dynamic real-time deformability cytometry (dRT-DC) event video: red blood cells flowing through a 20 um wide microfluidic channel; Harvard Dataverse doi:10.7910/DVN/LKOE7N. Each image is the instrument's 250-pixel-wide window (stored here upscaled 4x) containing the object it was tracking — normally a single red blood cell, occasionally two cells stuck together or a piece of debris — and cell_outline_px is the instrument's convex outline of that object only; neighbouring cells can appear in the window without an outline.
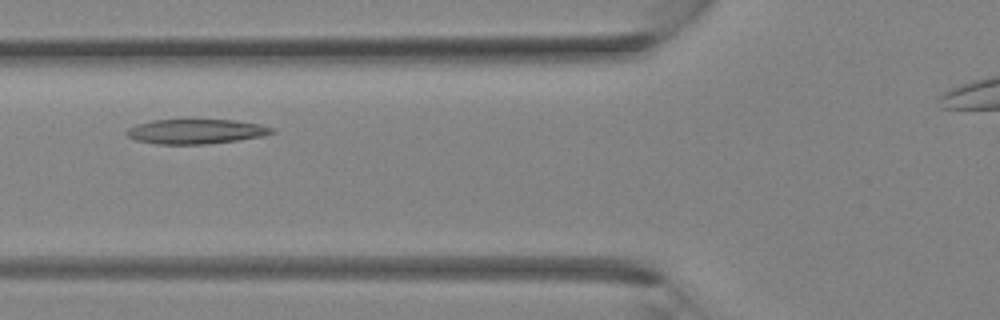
{"species": "Egyptian fruit bat (a non-hibernating species)", "species_latin": "Rousettus aegyptiacus", "temperature_condition": "room temperature", "stored_images_in_passage": 27, "camera_frame_rate_fps": 3000, "um_per_image_px": 0.085, "animal": {"sex": "female"}, "frame": {"image": 1, "passage_image": 8, "time_ms": 2.333, "image_size_px": [1000, 320], "cell_outline_px": [[276, 132], [264, 136], [208, 144], [160, 144], [136, 140], [128, 136], [124, 132], [128, 128], [136, 124], [152, 120], [232, 120], [260, 124], [276, 128]], "centroid_in_image_um": [16.68, 11.17], "position_along_channel_um": 109.1, "area_um2": 20.92}}
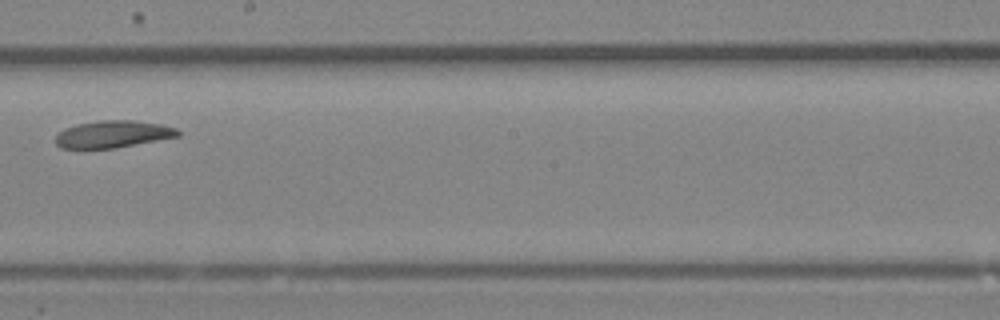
{"frame": {"image": 2, "passage_image": 15, "time_ms": 4.667, "image_size_px": [1000, 320], "cell_outline_px": [[180, 136], [116, 148], [60, 148], [56, 144], [56, 136], [64, 128], [76, 124], [100, 120], [136, 120], [164, 124], [176, 128], [180, 132]], "centroid_in_image_um": [9.63, 11.39], "position_along_channel_um": 238.6, "area_um2": 19.48}}
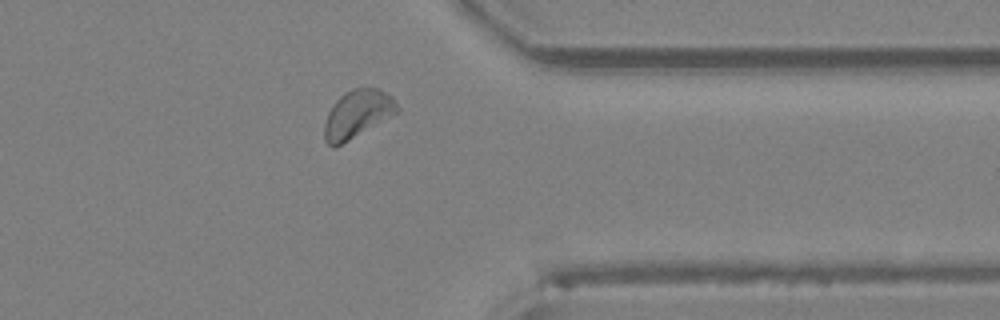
{"frame": {"image": 3, "passage_image": 23, "time_ms": 7.333, "image_size_px": [1000, 320], "cell_outline_px": [[400, 112], [348, 140], [332, 148], [324, 140], [324, 124], [328, 112], [332, 104], [344, 92], [352, 88], [380, 88], [392, 96], [400, 108]], "centroid_in_image_um": [30.39, 9.67], "position_along_channel_um": 381.0, "area_um2": 20.4}}